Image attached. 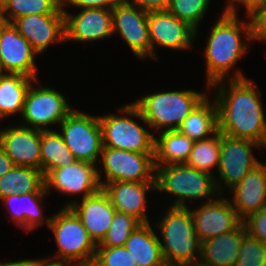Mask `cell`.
I'll list each match as a JSON object with an SVG mask.
<instances>
[{"label":"cell","mask_w":266,"mask_h":266,"mask_svg":"<svg viewBox=\"0 0 266 266\" xmlns=\"http://www.w3.org/2000/svg\"><path fill=\"white\" fill-rule=\"evenodd\" d=\"M228 81H218L210 86V89L218 87L214 97L218 109V131L265 147L266 116L261 91L255 81L248 78Z\"/></svg>","instance_id":"1"},{"label":"cell","mask_w":266,"mask_h":266,"mask_svg":"<svg viewBox=\"0 0 266 266\" xmlns=\"http://www.w3.org/2000/svg\"><path fill=\"white\" fill-rule=\"evenodd\" d=\"M221 13L211 28L205 46L206 89L208 88V90L212 84L218 81L247 78L240 69L237 71L235 65L250 49V45L242 39L243 36L246 41H252L250 19L240 21L239 15L230 10H223ZM234 68L235 72L233 73L231 70ZM229 75L230 78H228Z\"/></svg>","instance_id":"2"},{"label":"cell","mask_w":266,"mask_h":266,"mask_svg":"<svg viewBox=\"0 0 266 266\" xmlns=\"http://www.w3.org/2000/svg\"><path fill=\"white\" fill-rule=\"evenodd\" d=\"M158 227L164 261L167 266H194L199 263L201 243L197 237L190 206L169 207ZM162 239V240H161Z\"/></svg>","instance_id":"3"},{"label":"cell","mask_w":266,"mask_h":266,"mask_svg":"<svg viewBox=\"0 0 266 266\" xmlns=\"http://www.w3.org/2000/svg\"><path fill=\"white\" fill-rule=\"evenodd\" d=\"M193 90L161 91L133 101L150 129L177 130L183 120L201 103L208 93Z\"/></svg>","instance_id":"4"},{"label":"cell","mask_w":266,"mask_h":266,"mask_svg":"<svg viewBox=\"0 0 266 266\" xmlns=\"http://www.w3.org/2000/svg\"><path fill=\"white\" fill-rule=\"evenodd\" d=\"M156 191H163L176 197L171 207L184 208L189 207L187 203L190 200L202 199L204 202H209L213 200L214 195H220L213 175L185 163L155 166Z\"/></svg>","instance_id":"5"},{"label":"cell","mask_w":266,"mask_h":266,"mask_svg":"<svg viewBox=\"0 0 266 266\" xmlns=\"http://www.w3.org/2000/svg\"><path fill=\"white\" fill-rule=\"evenodd\" d=\"M48 228L53 232L58 250L54 257L46 259L77 266L93 264L97 244L70 207H62L54 213Z\"/></svg>","instance_id":"6"},{"label":"cell","mask_w":266,"mask_h":266,"mask_svg":"<svg viewBox=\"0 0 266 266\" xmlns=\"http://www.w3.org/2000/svg\"><path fill=\"white\" fill-rule=\"evenodd\" d=\"M120 113L99 115L103 147L139 153H154V131L150 133L135 118L146 122L138 107L131 102L120 106ZM125 114V115H124ZM131 117V118H130Z\"/></svg>","instance_id":"7"},{"label":"cell","mask_w":266,"mask_h":266,"mask_svg":"<svg viewBox=\"0 0 266 266\" xmlns=\"http://www.w3.org/2000/svg\"><path fill=\"white\" fill-rule=\"evenodd\" d=\"M59 127L64 143L77 160L98 165L103 148L99 116L73 109Z\"/></svg>","instance_id":"8"},{"label":"cell","mask_w":266,"mask_h":266,"mask_svg":"<svg viewBox=\"0 0 266 266\" xmlns=\"http://www.w3.org/2000/svg\"><path fill=\"white\" fill-rule=\"evenodd\" d=\"M98 178L103 187L115 181L155 182L154 153H139L103 147ZM102 171L105 180L101 181Z\"/></svg>","instance_id":"9"},{"label":"cell","mask_w":266,"mask_h":266,"mask_svg":"<svg viewBox=\"0 0 266 266\" xmlns=\"http://www.w3.org/2000/svg\"><path fill=\"white\" fill-rule=\"evenodd\" d=\"M29 86L24 100L21 125L39 130H50L49 126L60 124L74 109L66 97L54 88Z\"/></svg>","instance_id":"10"},{"label":"cell","mask_w":266,"mask_h":266,"mask_svg":"<svg viewBox=\"0 0 266 266\" xmlns=\"http://www.w3.org/2000/svg\"><path fill=\"white\" fill-rule=\"evenodd\" d=\"M252 147L264 148L255 141L232 138L221 133L220 162L216 171L220 178L214 177L219 194L222 195L225 192L224 188L227 187L229 191L241 182L250 170L261 162L252 153ZM223 184L224 187H222Z\"/></svg>","instance_id":"11"},{"label":"cell","mask_w":266,"mask_h":266,"mask_svg":"<svg viewBox=\"0 0 266 266\" xmlns=\"http://www.w3.org/2000/svg\"><path fill=\"white\" fill-rule=\"evenodd\" d=\"M112 24L113 34L122 36L136 58H151L147 11L128 0H121L112 8Z\"/></svg>","instance_id":"12"},{"label":"cell","mask_w":266,"mask_h":266,"mask_svg":"<svg viewBox=\"0 0 266 266\" xmlns=\"http://www.w3.org/2000/svg\"><path fill=\"white\" fill-rule=\"evenodd\" d=\"M44 188L48 194L52 188L61 194H83L82 199L102 189L96 164L82 160L49 171L44 176Z\"/></svg>","instance_id":"13"},{"label":"cell","mask_w":266,"mask_h":266,"mask_svg":"<svg viewBox=\"0 0 266 266\" xmlns=\"http://www.w3.org/2000/svg\"><path fill=\"white\" fill-rule=\"evenodd\" d=\"M148 27L151 44V58L156 56L157 46L172 50H187L196 39V30L178 19L168 10L148 12Z\"/></svg>","instance_id":"14"},{"label":"cell","mask_w":266,"mask_h":266,"mask_svg":"<svg viewBox=\"0 0 266 266\" xmlns=\"http://www.w3.org/2000/svg\"><path fill=\"white\" fill-rule=\"evenodd\" d=\"M192 208L191 215L200 243L223 233L235 230L243 221L233 208L230 199L223 196L203 202Z\"/></svg>","instance_id":"15"},{"label":"cell","mask_w":266,"mask_h":266,"mask_svg":"<svg viewBox=\"0 0 266 266\" xmlns=\"http://www.w3.org/2000/svg\"><path fill=\"white\" fill-rule=\"evenodd\" d=\"M0 52L2 73L21 74L38 79L35 57L38 55L12 23L1 18Z\"/></svg>","instance_id":"16"},{"label":"cell","mask_w":266,"mask_h":266,"mask_svg":"<svg viewBox=\"0 0 266 266\" xmlns=\"http://www.w3.org/2000/svg\"><path fill=\"white\" fill-rule=\"evenodd\" d=\"M77 14H65V42H94L113 36L112 10L83 8Z\"/></svg>","instance_id":"17"},{"label":"cell","mask_w":266,"mask_h":266,"mask_svg":"<svg viewBox=\"0 0 266 266\" xmlns=\"http://www.w3.org/2000/svg\"><path fill=\"white\" fill-rule=\"evenodd\" d=\"M41 130L24 125L0 129V147L16 166L41 170Z\"/></svg>","instance_id":"18"},{"label":"cell","mask_w":266,"mask_h":266,"mask_svg":"<svg viewBox=\"0 0 266 266\" xmlns=\"http://www.w3.org/2000/svg\"><path fill=\"white\" fill-rule=\"evenodd\" d=\"M37 54L65 41V14L27 15L12 22Z\"/></svg>","instance_id":"19"},{"label":"cell","mask_w":266,"mask_h":266,"mask_svg":"<svg viewBox=\"0 0 266 266\" xmlns=\"http://www.w3.org/2000/svg\"><path fill=\"white\" fill-rule=\"evenodd\" d=\"M63 207H70L75 212L97 245L107 234L116 211L103 189L81 202L71 200Z\"/></svg>","instance_id":"20"},{"label":"cell","mask_w":266,"mask_h":266,"mask_svg":"<svg viewBox=\"0 0 266 266\" xmlns=\"http://www.w3.org/2000/svg\"><path fill=\"white\" fill-rule=\"evenodd\" d=\"M118 212L129 214L141 223H151L147 215L148 191L155 190V182L115 181L102 187Z\"/></svg>","instance_id":"21"},{"label":"cell","mask_w":266,"mask_h":266,"mask_svg":"<svg viewBox=\"0 0 266 266\" xmlns=\"http://www.w3.org/2000/svg\"><path fill=\"white\" fill-rule=\"evenodd\" d=\"M231 204L238 216L244 221L251 214L266 206V164L260 162L247 176L233 188ZM232 199V200H231Z\"/></svg>","instance_id":"22"},{"label":"cell","mask_w":266,"mask_h":266,"mask_svg":"<svg viewBox=\"0 0 266 266\" xmlns=\"http://www.w3.org/2000/svg\"><path fill=\"white\" fill-rule=\"evenodd\" d=\"M46 195L48 196L47 192L13 194L0 201L3 206L7 207L10 218L16 226L29 232L38 229L43 224L49 226L52 215L44 218L43 204H40Z\"/></svg>","instance_id":"23"},{"label":"cell","mask_w":266,"mask_h":266,"mask_svg":"<svg viewBox=\"0 0 266 266\" xmlns=\"http://www.w3.org/2000/svg\"><path fill=\"white\" fill-rule=\"evenodd\" d=\"M242 222L235 230L223 233L201 243V266H235L242 238L247 234Z\"/></svg>","instance_id":"24"},{"label":"cell","mask_w":266,"mask_h":266,"mask_svg":"<svg viewBox=\"0 0 266 266\" xmlns=\"http://www.w3.org/2000/svg\"><path fill=\"white\" fill-rule=\"evenodd\" d=\"M156 233L150 223H142L126 241L125 247L137 266H167Z\"/></svg>","instance_id":"25"},{"label":"cell","mask_w":266,"mask_h":266,"mask_svg":"<svg viewBox=\"0 0 266 266\" xmlns=\"http://www.w3.org/2000/svg\"><path fill=\"white\" fill-rule=\"evenodd\" d=\"M212 100L208 95L183 120L177 130L194 142L215 135L218 132V109L215 100Z\"/></svg>","instance_id":"26"},{"label":"cell","mask_w":266,"mask_h":266,"mask_svg":"<svg viewBox=\"0 0 266 266\" xmlns=\"http://www.w3.org/2000/svg\"><path fill=\"white\" fill-rule=\"evenodd\" d=\"M154 143L155 166L186 163L194 141L178 130L158 133Z\"/></svg>","instance_id":"27"},{"label":"cell","mask_w":266,"mask_h":266,"mask_svg":"<svg viewBox=\"0 0 266 266\" xmlns=\"http://www.w3.org/2000/svg\"><path fill=\"white\" fill-rule=\"evenodd\" d=\"M33 80L21 74L0 73V120L22 115L25 95Z\"/></svg>","instance_id":"28"},{"label":"cell","mask_w":266,"mask_h":266,"mask_svg":"<svg viewBox=\"0 0 266 266\" xmlns=\"http://www.w3.org/2000/svg\"><path fill=\"white\" fill-rule=\"evenodd\" d=\"M46 192L41 170L16 166L0 177V200L13 194Z\"/></svg>","instance_id":"29"},{"label":"cell","mask_w":266,"mask_h":266,"mask_svg":"<svg viewBox=\"0 0 266 266\" xmlns=\"http://www.w3.org/2000/svg\"><path fill=\"white\" fill-rule=\"evenodd\" d=\"M41 171L45 176L49 171L71 165L77 159L55 130H41Z\"/></svg>","instance_id":"30"},{"label":"cell","mask_w":266,"mask_h":266,"mask_svg":"<svg viewBox=\"0 0 266 266\" xmlns=\"http://www.w3.org/2000/svg\"><path fill=\"white\" fill-rule=\"evenodd\" d=\"M64 14L58 0H1L0 17L6 23L27 15Z\"/></svg>","instance_id":"31"},{"label":"cell","mask_w":266,"mask_h":266,"mask_svg":"<svg viewBox=\"0 0 266 266\" xmlns=\"http://www.w3.org/2000/svg\"><path fill=\"white\" fill-rule=\"evenodd\" d=\"M220 145L219 131L210 138L195 141L185 164L215 177L212 170L218 171L219 168Z\"/></svg>","instance_id":"32"},{"label":"cell","mask_w":266,"mask_h":266,"mask_svg":"<svg viewBox=\"0 0 266 266\" xmlns=\"http://www.w3.org/2000/svg\"><path fill=\"white\" fill-rule=\"evenodd\" d=\"M141 224L134 216L115 211L111 226L97 247L125 246L131 233Z\"/></svg>","instance_id":"33"},{"label":"cell","mask_w":266,"mask_h":266,"mask_svg":"<svg viewBox=\"0 0 266 266\" xmlns=\"http://www.w3.org/2000/svg\"><path fill=\"white\" fill-rule=\"evenodd\" d=\"M210 0H170L167 10L196 30L205 16Z\"/></svg>","instance_id":"34"},{"label":"cell","mask_w":266,"mask_h":266,"mask_svg":"<svg viewBox=\"0 0 266 266\" xmlns=\"http://www.w3.org/2000/svg\"><path fill=\"white\" fill-rule=\"evenodd\" d=\"M235 266H266V244L247 233L242 238Z\"/></svg>","instance_id":"35"},{"label":"cell","mask_w":266,"mask_h":266,"mask_svg":"<svg viewBox=\"0 0 266 266\" xmlns=\"http://www.w3.org/2000/svg\"><path fill=\"white\" fill-rule=\"evenodd\" d=\"M92 266H137L125 246L97 247Z\"/></svg>","instance_id":"36"},{"label":"cell","mask_w":266,"mask_h":266,"mask_svg":"<svg viewBox=\"0 0 266 266\" xmlns=\"http://www.w3.org/2000/svg\"><path fill=\"white\" fill-rule=\"evenodd\" d=\"M247 232L266 244V206L251 214L244 221Z\"/></svg>","instance_id":"37"},{"label":"cell","mask_w":266,"mask_h":266,"mask_svg":"<svg viewBox=\"0 0 266 266\" xmlns=\"http://www.w3.org/2000/svg\"><path fill=\"white\" fill-rule=\"evenodd\" d=\"M246 18L251 22L252 41L266 42V5L252 11Z\"/></svg>","instance_id":"38"},{"label":"cell","mask_w":266,"mask_h":266,"mask_svg":"<svg viewBox=\"0 0 266 266\" xmlns=\"http://www.w3.org/2000/svg\"><path fill=\"white\" fill-rule=\"evenodd\" d=\"M121 0H64L61 3L62 10H65L66 6H73L75 8H104L110 9L117 5Z\"/></svg>","instance_id":"39"},{"label":"cell","mask_w":266,"mask_h":266,"mask_svg":"<svg viewBox=\"0 0 266 266\" xmlns=\"http://www.w3.org/2000/svg\"><path fill=\"white\" fill-rule=\"evenodd\" d=\"M144 11L167 10L170 0H128Z\"/></svg>","instance_id":"40"},{"label":"cell","mask_w":266,"mask_h":266,"mask_svg":"<svg viewBox=\"0 0 266 266\" xmlns=\"http://www.w3.org/2000/svg\"><path fill=\"white\" fill-rule=\"evenodd\" d=\"M243 6L245 7V14L248 16L252 11L256 8L266 5V0H239L231 9L230 11L234 13H238V7L236 6Z\"/></svg>","instance_id":"41"},{"label":"cell","mask_w":266,"mask_h":266,"mask_svg":"<svg viewBox=\"0 0 266 266\" xmlns=\"http://www.w3.org/2000/svg\"><path fill=\"white\" fill-rule=\"evenodd\" d=\"M14 166L13 161L7 156L0 147V177L9 172Z\"/></svg>","instance_id":"42"},{"label":"cell","mask_w":266,"mask_h":266,"mask_svg":"<svg viewBox=\"0 0 266 266\" xmlns=\"http://www.w3.org/2000/svg\"><path fill=\"white\" fill-rule=\"evenodd\" d=\"M33 266H77V265L66 262H54L44 257L42 259L41 258L33 259Z\"/></svg>","instance_id":"43"},{"label":"cell","mask_w":266,"mask_h":266,"mask_svg":"<svg viewBox=\"0 0 266 266\" xmlns=\"http://www.w3.org/2000/svg\"><path fill=\"white\" fill-rule=\"evenodd\" d=\"M0 266H33V259H23L17 261L1 262Z\"/></svg>","instance_id":"44"},{"label":"cell","mask_w":266,"mask_h":266,"mask_svg":"<svg viewBox=\"0 0 266 266\" xmlns=\"http://www.w3.org/2000/svg\"><path fill=\"white\" fill-rule=\"evenodd\" d=\"M239 0H227V4L224 8V10H230Z\"/></svg>","instance_id":"45"},{"label":"cell","mask_w":266,"mask_h":266,"mask_svg":"<svg viewBox=\"0 0 266 266\" xmlns=\"http://www.w3.org/2000/svg\"><path fill=\"white\" fill-rule=\"evenodd\" d=\"M0 36H1V17H0ZM0 73H2V59H1V52H0Z\"/></svg>","instance_id":"46"}]
</instances>
